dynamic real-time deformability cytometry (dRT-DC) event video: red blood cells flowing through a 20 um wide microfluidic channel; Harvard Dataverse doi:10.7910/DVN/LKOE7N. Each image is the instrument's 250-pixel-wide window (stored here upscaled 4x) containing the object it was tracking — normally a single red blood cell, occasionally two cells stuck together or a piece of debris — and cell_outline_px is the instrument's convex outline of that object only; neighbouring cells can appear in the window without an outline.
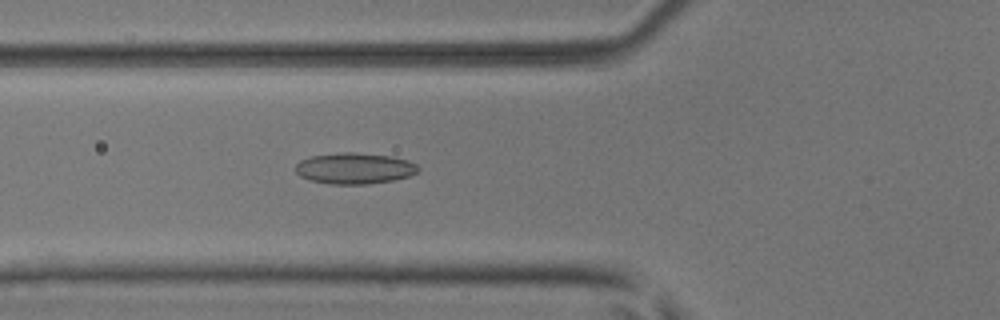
{"species": "common noctule bat (a hibernating species)", "species_latin": "Nyctalus noctula", "temperature_condition": "room temperature", "stored_images_in_passage": 47, "camera_frame_rate_fps": 3000, "um_per_image_px": 0.085, "animal": {"sex": "male", "body_mass_g": 17.9, "forearm_length_mm": 54.2}, "frame": {"image": 1, "passage_image": 15, "time_ms": 4.667, "image_size_px": [1000, 320], "cell_outline_px": [[420, 168], [416, 172], [408, 176], [392, 180], [368, 184], [328, 184], [312, 180], [300, 176], [296, 172], [296, 164], [300, 160], [312, 156], [344, 152], [356, 152], [392, 156], [408, 160], [416, 164]], "centroid_in_image_um": [30.14, 14.3], "position_along_channel_um": 95.7, "area_um2": 22.14}}
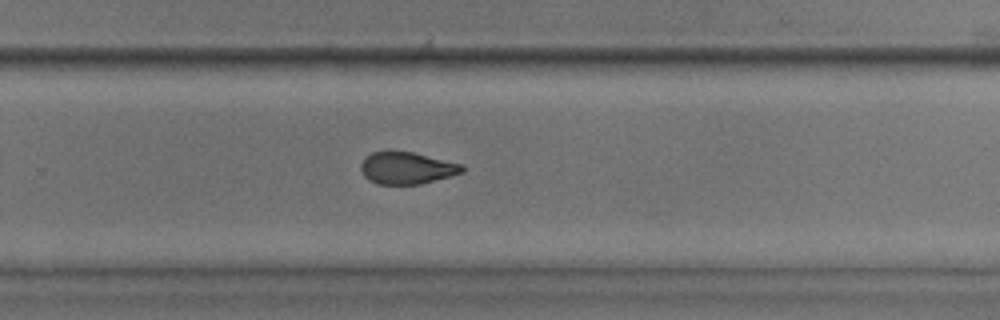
{"frame": {"image": 2, "passage_image": 30, "time_ms": 9.667, "image_size_px": [1000, 320], "cell_outline_px": [[464, 172], [452, 176], [420, 184], [376, 184], [368, 180], [364, 176], [360, 168], [360, 164], [364, 156], [372, 152], [388, 148], [412, 152], [464, 164]], "centroid_in_image_um": [34.54, 14.25], "position_along_channel_um": 295.3, "area_um2": 19.59}}
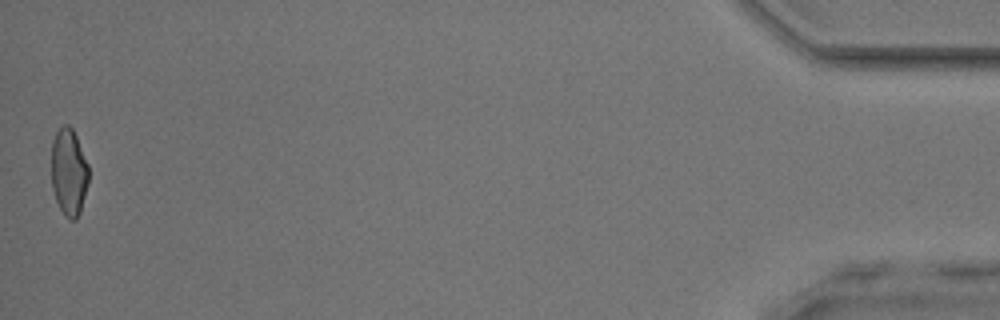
{"frame": {"image": 3, "passage_image": 47, "time_ms": 15.333, "image_size_px": [1000, 320], "cell_outline_px": [[88, 184], [80, 212], [76, 220], [68, 220], [64, 216], [56, 200], [52, 188], [52, 140], [56, 132], [64, 124], [68, 124], [72, 128], [76, 136], [88, 164]], "centroid_in_image_um": [5.85, 14.65], "position_along_channel_um": 429.3, "area_um2": 18.96}, "authors_computed_cell_mechanics": {"area_um2": 20.0566, "velocity_mm_per_s": 4.0022, "shape_relaxation_time_tau1_ms": null, "shape_relaxation_time_tau2_ms": 1.9235, "deformation_change_tau1": null, "deformation_change_tau2": 0.0923}}